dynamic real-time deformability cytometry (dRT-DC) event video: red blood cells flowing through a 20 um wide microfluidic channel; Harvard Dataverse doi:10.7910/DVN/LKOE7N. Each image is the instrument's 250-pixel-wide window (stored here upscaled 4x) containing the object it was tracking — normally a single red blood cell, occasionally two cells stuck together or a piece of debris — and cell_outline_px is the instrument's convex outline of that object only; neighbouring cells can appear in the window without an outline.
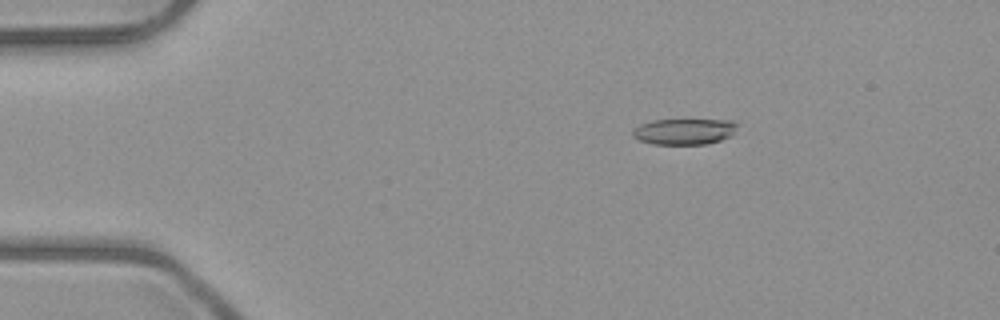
{"species": "common noctule bat (a hibernating species)", "species_latin": "Nyctalus noctula", "temperature_condition": "room temperature", "stored_images_in_passage": 5, "camera_frame_rate_fps": 3000, "um_per_image_px": 0.085, "animal": {"sex": "male", "body_mass_g": 23.1, "forearm_length_mm": 52.7}, "frame": {"image": 1, "passage_image": 3, "time_ms": 2.333, "image_size_px": [1000, 320], "cell_outline_px": [[740, 124], [732, 136], [708, 144], [652, 144], [640, 140], [632, 136], [632, 132], [640, 124], [652, 120], [732, 120]], "centroid_in_image_um": [58.22, 11.17], "position_along_channel_um": 26.8, "area_um2": 15.95}}